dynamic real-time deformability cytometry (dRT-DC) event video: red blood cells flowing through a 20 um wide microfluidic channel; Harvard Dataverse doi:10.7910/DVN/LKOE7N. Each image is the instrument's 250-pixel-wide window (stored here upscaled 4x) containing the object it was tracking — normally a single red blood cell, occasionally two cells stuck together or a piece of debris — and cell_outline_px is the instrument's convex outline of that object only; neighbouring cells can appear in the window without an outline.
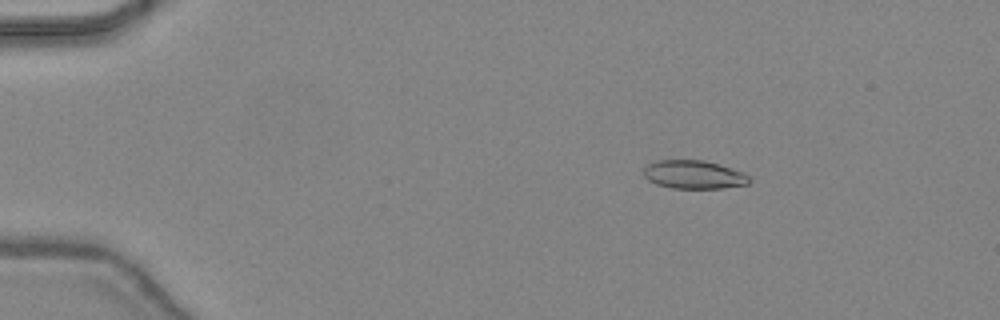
{"species": "common noctule bat (a hibernating species)", "species_latin": "Nyctalus noctula", "temperature_condition": "warm", "stored_images_in_passage": 43, "camera_frame_rate_fps": 3000, "um_per_image_px": 0.085, "animal": {"sex": "female", "body_mass_g": 24.6, "forearm_length_mm": 56.2}, "frame": {"image": 1, "passage_image": 4, "time_ms": 1.0, "image_size_px": [1000, 320], "cell_outline_px": [[752, 180], [748, 184], [724, 188], [672, 188], [656, 184], [648, 180], [644, 176], [644, 168], [648, 164], [656, 160], [704, 160], [744, 172]], "centroid_in_image_um": [58.98, 14.84], "position_along_channel_um": 26.0, "area_um2": 17.51}}
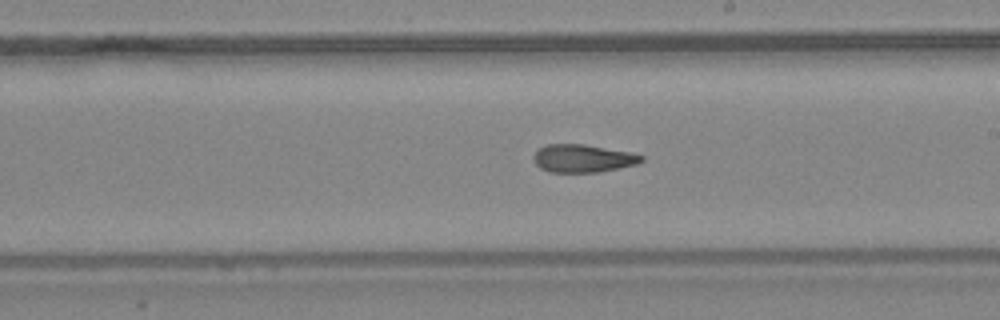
{"frame": {"image": 2, "passage_image": 24, "time_ms": 7.667, "image_size_px": [1000, 320], "cell_outline_px": [[644, 160], [636, 164], [600, 172], [548, 172], [540, 168], [532, 160], [532, 156], [540, 148], [548, 144], [584, 144], [632, 152], [644, 156]], "centroid_in_image_um": [49.54, 13.46], "position_along_channel_um": 239.5, "area_um2": 17.63}}
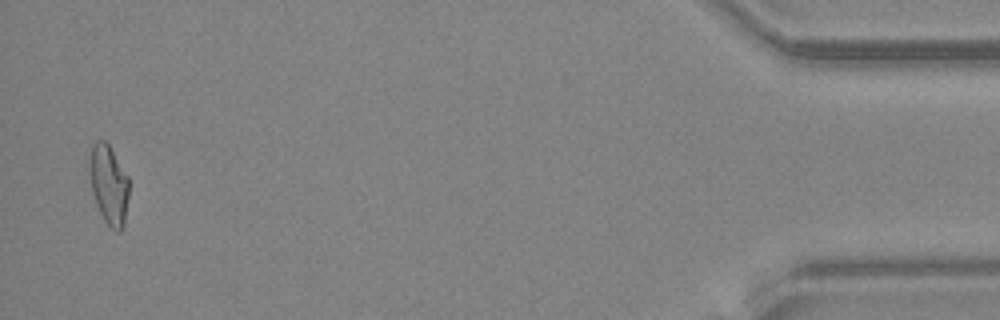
{"frame": {"image": 3, "passage_image": 42, "time_ms": 13.667, "image_size_px": [1000, 320], "cell_outline_px": [[128, 196], [124, 224], [120, 232], [116, 232], [104, 220], [96, 204], [92, 192], [88, 172], [88, 160], [92, 144], [96, 140], [104, 140], [108, 144], [128, 176]], "centroid_in_image_um": [9.21, 15.67], "position_along_channel_um": 426.0, "area_um2": 18.38}, "authors_computed_cell_mechanics": {"area_um2": 18.1492, "velocity_mm_per_s": 4.472, "shape_relaxation_time_tau1_ms": null, "shape_relaxation_time_tau2_ms": 3.0213, "deformation_change_tau1": null, "deformation_change_tau2": 0.1156}}